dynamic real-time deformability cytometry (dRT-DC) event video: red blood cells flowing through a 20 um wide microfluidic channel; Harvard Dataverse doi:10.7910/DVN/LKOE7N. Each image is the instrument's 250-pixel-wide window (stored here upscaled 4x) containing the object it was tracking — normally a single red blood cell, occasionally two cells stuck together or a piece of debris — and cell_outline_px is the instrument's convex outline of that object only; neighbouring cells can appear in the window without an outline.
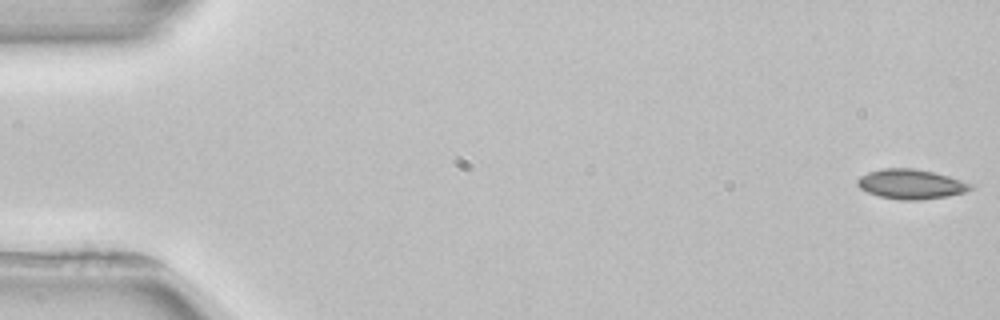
{"species": "common noctule bat (a hibernating species)", "species_latin": "Nyctalus noctula", "temperature_condition": "room temperature", "stored_images_in_passage": 5, "camera_frame_rate_fps": 3000, "um_per_image_px": 0.085, "animal": {"sex": "female", "body_mass_g": 22.7, "forearm_length_mm": 54.2}, "frame": {"image": 1, "passage_image": 1, "time_ms": 0.0, "image_size_px": [1000, 320], "cell_outline_px": [[972, 188], [964, 192], [948, 196], [920, 200], [900, 200], [880, 196], [868, 192], [860, 188], [856, 184], [856, 180], [860, 176], [868, 172], [884, 168], [912, 168], [932, 172], [948, 176], [972, 184]], "centroid_in_image_um": [77.39, 15.65], "position_along_channel_um": 7.6, "area_um2": 19.42}}
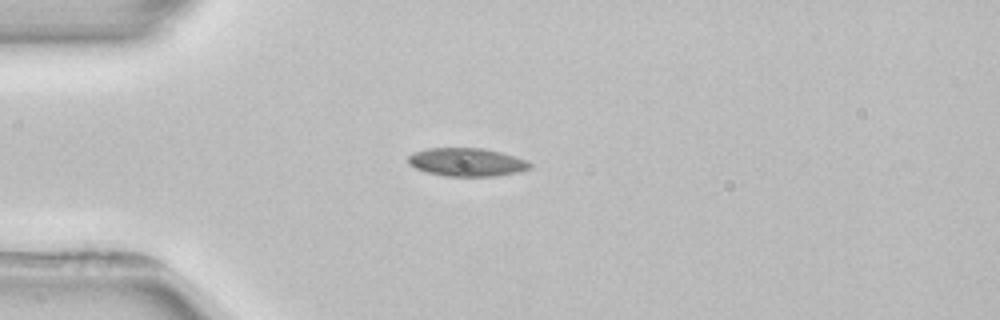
{"frame": {"image": 2, "passage_image": 4, "time_ms": 4.333, "image_size_px": [1000, 320], "cell_outline_px": [[532, 168], [520, 172], [492, 176], [444, 176], [428, 172], [416, 168], [408, 164], [408, 156], [412, 152], [428, 148], [484, 148], [516, 156], [528, 160], [532, 164]], "centroid_in_image_um": [39.71, 13.78], "position_along_channel_um": 45.3, "area_um2": 20.23}}
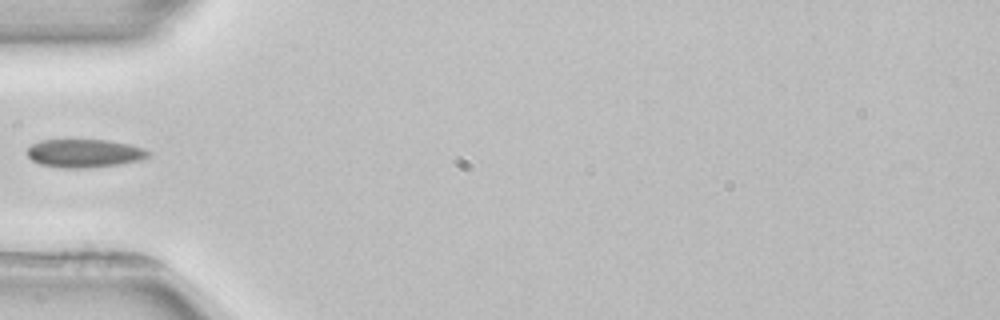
{"frame": {"image": 3, "passage_image": 5, "time_ms": 5.667, "image_size_px": [1000, 320], "cell_outline_px": [[152, 152], [148, 156], [140, 160], [120, 164], [88, 168], [60, 168], [40, 164], [32, 160], [28, 156], [28, 148], [32, 144], [40, 140], [108, 140], [128, 144], [144, 148]], "centroid_in_image_um": [7.18, 13.03], "position_along_channel_um": 77.8, "area_um2": 20.0}}